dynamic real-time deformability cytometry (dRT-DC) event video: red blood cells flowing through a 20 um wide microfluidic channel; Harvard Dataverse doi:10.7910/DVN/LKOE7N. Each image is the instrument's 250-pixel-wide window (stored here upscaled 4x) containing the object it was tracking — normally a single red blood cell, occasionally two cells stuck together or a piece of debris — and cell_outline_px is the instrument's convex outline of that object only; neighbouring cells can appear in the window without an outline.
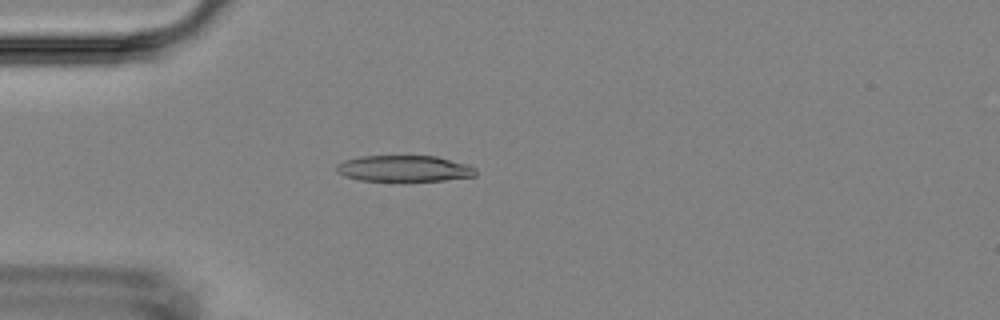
{"species": "Egyptian fruit bat (a non-hibernating species)", "species_latin": "Rousettus aegyptiacus", "temperature_condition": "room temperature", "stored_images_in_passage": 5, "camera_frame_rate_fps": 3000, "um_per_image_px": 0.085, "animal": {"sex": "female"}, "frame": {"image": 1, "passage_image": 5, "time_ms": 4.667, "image_size_px": [1000, 320], "cell_outline_px": [[476, 176], [444, 180], [360, 180], [344, 176], [336, 172], [336, 164], [344, 160], [360, 156], [436, 156], [468, 164], [476, 168]], "centroid_in_image_um": [34.35, 14.31], "position_along_channel_um": 50.7, "area_um2": 21.15}}